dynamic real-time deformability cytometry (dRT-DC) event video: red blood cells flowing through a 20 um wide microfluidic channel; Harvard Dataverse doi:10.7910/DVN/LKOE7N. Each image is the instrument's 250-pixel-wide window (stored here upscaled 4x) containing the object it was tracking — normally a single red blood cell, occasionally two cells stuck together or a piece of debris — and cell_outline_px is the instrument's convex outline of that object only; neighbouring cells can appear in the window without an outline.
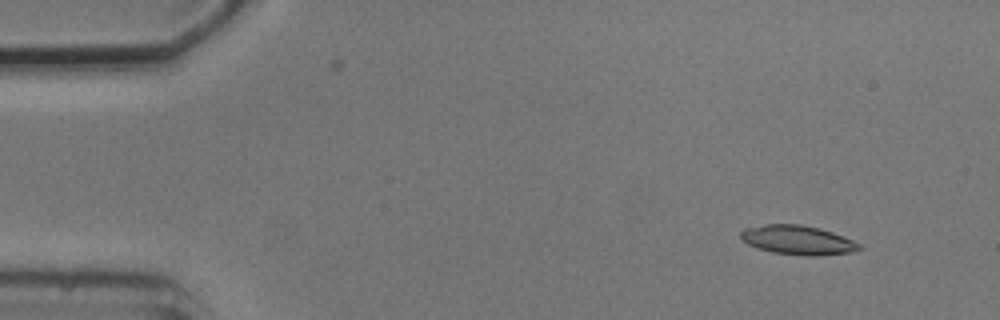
{"species": "common noctule bat (a hibernating species)", "species_latin": "Nyctalus noctula", "temperature_condition": "cold", "stored_images_in_passage": 4, "camera_frame_rate_fps": 3000, "um_per_image_px": 0.085, "animal": {"sex": "male", "body_mass_g": 20.5, "forearm_length_mm": 52.5}, "frame": {"image": 1, "passage_image": 2, "time_ms": 1.333, "image_size_px": [1000, 320], "cell_outline_px": [[864, 248], [856, 252], [820, 256], [804, 256], [772, 252], [756, 248], [748, 244], [740, 236], [740, 232], [744, 228], [764, 224], [800, 224], [820, 228], [844, 236], [860, 244]], "centroid_in_image_um": [67.85, 20.41], "position_along_channel_um": 17.2, "area_um2": 20.52}}
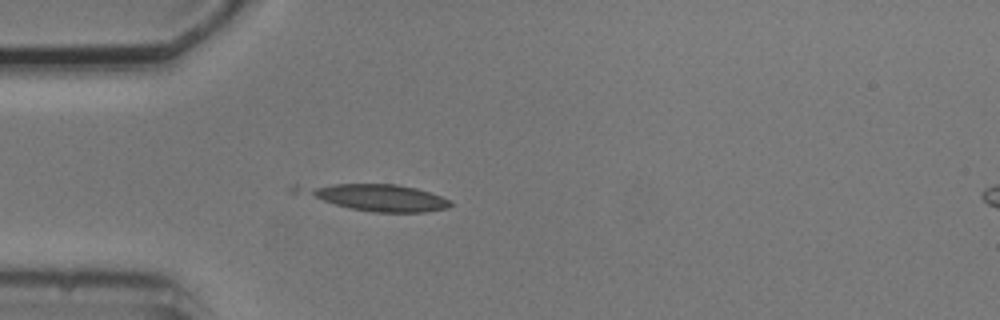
{"frame": {"image": 2, "passage_image": 4, "time_ms": 4.667, "image_size_px": [1000, 320], "cell_outline_px": [[452, 204], [448, 208], [424, 212], [372, 212], [348, 208], [288, 192], [284, 188], [292, 184], [396, 184], [416, 188], [440, 196], [448, 200]], "centroid_in_image_um": [31.7, 16.75], "position_along_channel_um": 53.3, "area_um2": 24.16}}